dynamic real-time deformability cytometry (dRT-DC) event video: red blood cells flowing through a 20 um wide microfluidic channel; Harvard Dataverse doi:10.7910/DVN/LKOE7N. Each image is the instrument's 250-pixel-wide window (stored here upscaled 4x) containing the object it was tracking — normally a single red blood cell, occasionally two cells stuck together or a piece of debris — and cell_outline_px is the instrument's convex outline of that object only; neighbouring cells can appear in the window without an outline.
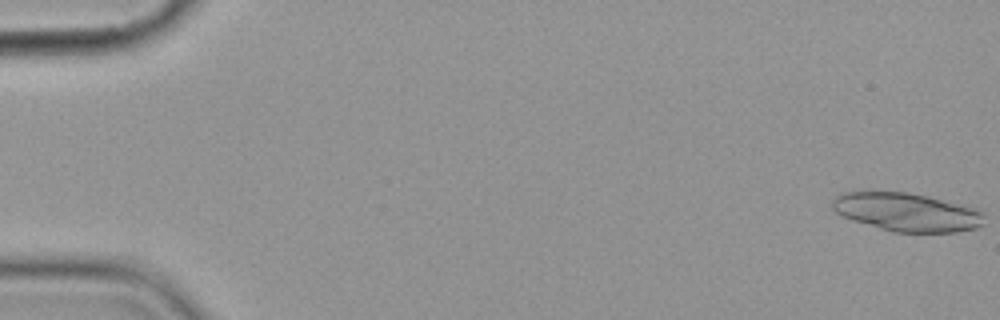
{"species": "common noctule bat (a hibernating species)", "species_latin": "Nyctalus noctula", "temperature_condition": "cold", "stored_images_in_passage": 6, "camera_frame_rate_fps": 3000, "um_per_image_px": 0.085, "animal": {"sex": "female", "body_mass_g": 19.9}, "frame": {"image": 1, "passage_image": 1, "time_ms": 0.0, "image_size_px": [1000, 320], "cell_outline_px": [[984, 224], [976, 228], [956, 232], [892, 232], [852, 220], [836, 212], [832, 208], [832, 200], [836, 196], [844, 192], [908, 192], [928, 196], [976, 208], [984, 212]], "centroid_in_image_um": [77.11, 18.03], "position_along_channel_um": 7.9, "area_um2": 33.99}}